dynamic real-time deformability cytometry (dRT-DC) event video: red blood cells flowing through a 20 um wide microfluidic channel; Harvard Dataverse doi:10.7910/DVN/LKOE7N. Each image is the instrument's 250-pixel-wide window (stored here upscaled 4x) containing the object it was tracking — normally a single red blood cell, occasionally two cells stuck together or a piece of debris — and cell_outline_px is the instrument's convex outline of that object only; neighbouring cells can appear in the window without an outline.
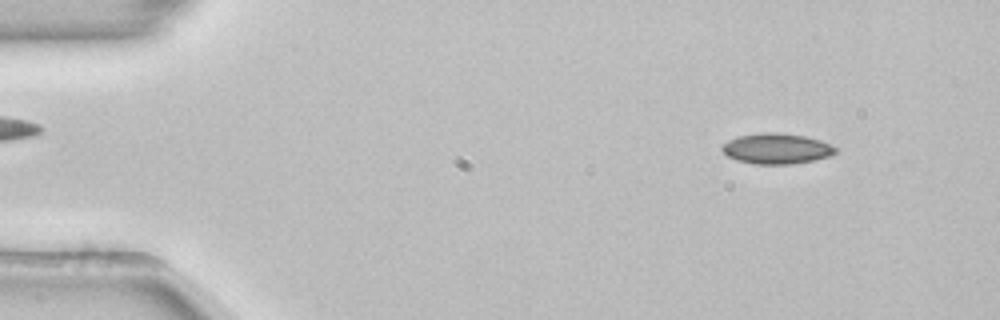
{"species": "common noctule bat (a hibernating species)", "species_latin": "Nyctalus noctula", "temperature_condition": "room temperature", "stored_images_in_passage": 49, "camera_frame_rate_fps": 3000, "um_per_image_px": 0.085, "animal": {"sex": "female", "body_mass_g": 22.7, "forearm_length_mm": 54.2}, "frame": {"image": 1, "passage_image": 2, "time_ms": 0.333, "image_size_px": [1000, 320], "cell_outline_px": [[836, 152], [828, 156], [812, 160], [792, 164], [756, 164], [736, 160], [728, 156], [720, 148], [728, 140], [740, 136], [760, 132], [776, 132], [804, 136], [820, 140], [836, 148]], "centroid_in_image_um": [65.97, 12.63], "position_along_channel_um": 19.0, "area_um2": 19.94}}
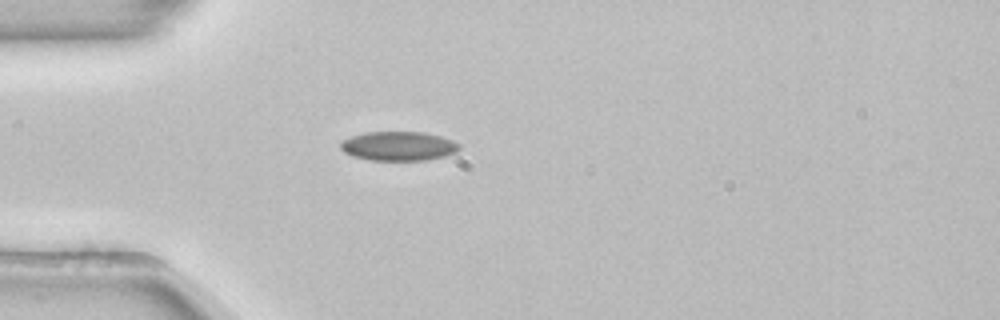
{"frame": {"image": 2, "passage_image": 11, "time_ms": 3.333, "image_size_px": [1000, 320], "cell_outline_px": [[460, 148], [456, 152], [444, 156], [424, 160], [368, 160], [352, 156], [344, 152], [340, 148], [340, 144], [344, 140], [352, 136], [364, 132], [424, 132], [440, 136], [452, 140], [460, 144]], "centroid_in_image_um": [33.87, 12.41], "position_along_channel_um": 51.1, "area_um2": 20.17}}
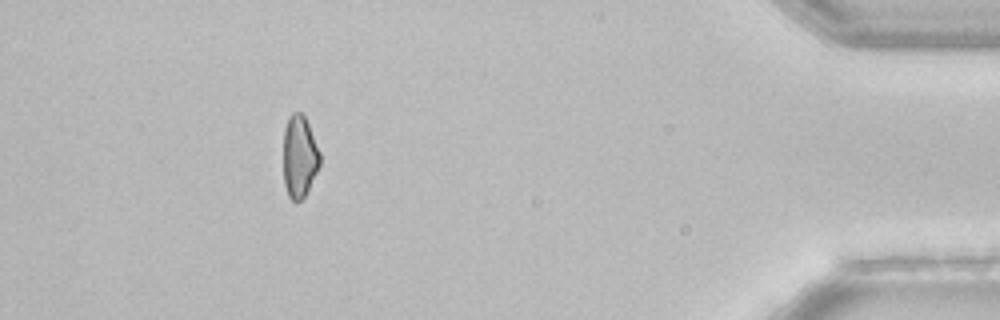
{"frame": {"image": 3, "passage_image": 44, "time_ms": 14.333, "image_size_px": [1000, 320], "cell_outline_px": [[320, 164], [304, 196], [300, 200], [292, 200], [288, 196], [284, 184], [284, 128], [292, 112], [300, 112], [304, 116], [308, 124], [320, 152]], "centroid_in_image_um": [25.44, 13.29], "position_along_channel_um": 409.8, "area_um2": 17.17}, "authors_computed_cell_mechanics": {"area_um2": 19.5942, "velocity_mm_per_s": 3.8906, "shape_relaxation_time_tau1_ms": 8.8246, "shape_relaxation_time_tau2_ms": null, "deformation_change_tau1": 0.135, "deformation_change_tau2": null}}